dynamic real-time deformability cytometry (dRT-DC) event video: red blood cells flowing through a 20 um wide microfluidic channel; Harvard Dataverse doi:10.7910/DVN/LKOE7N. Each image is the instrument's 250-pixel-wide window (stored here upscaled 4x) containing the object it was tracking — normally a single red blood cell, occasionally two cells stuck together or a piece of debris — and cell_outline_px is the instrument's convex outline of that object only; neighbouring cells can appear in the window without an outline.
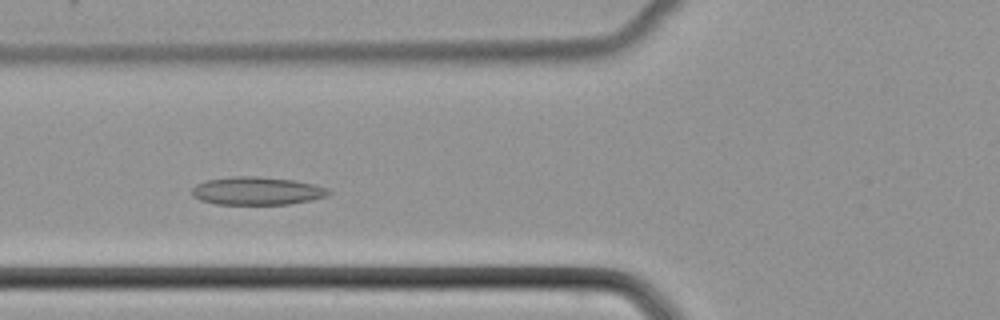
{"species": "common noctule bat (a hibernating species)", "species_latin": "Nyctalus noctula", "temperature_condition": "cold", "stored_images_in_passage": 40, "camera_frame_rate_fps": 3000, "um_per_image_px": 0.085, "animal": {"sex": "female", "body_mass_g": 22.7, "forearm_length_mm": 54.2}, "frame": {"image": 1, "passage_image": 8, "time_ms": 2.333, "image_size_px": [1000, 320], "cell_outline_px": [[332, 192], [324, 196], [312, 200], [288, 204], [216, 204], [200, 200], [192, 196], [192, 188], [196, 184], [208, 180], [232, 176], [256, 176], [296, 180], [328, 188]], "centroid_in_image_um": [21.83, 16.22], "position_along_channel_um": 104.0, "area_um2": 22.31}}
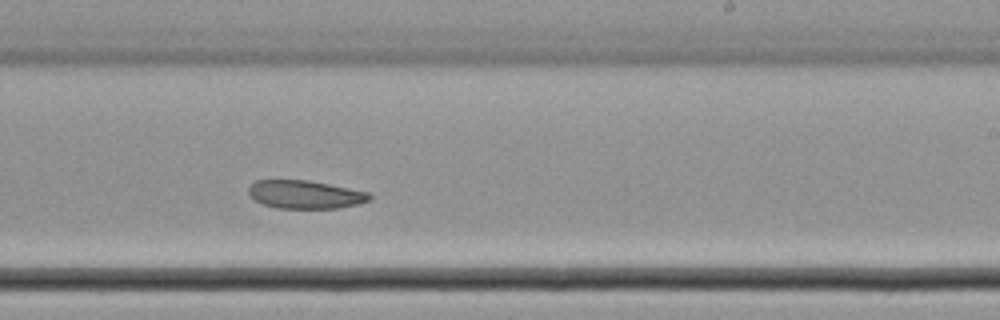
{"frame": {"image": 2, "passage_image": 20, "time_ms": 6.333, "image_size_px": [1000, 320], "cell_outline_px": [[372, 200], [360, 204], [340, 208], [276, 208], [264, 204], [256, 200], [248, 192], [248, 188], [256, 180], [308, 180], [368, 192], [372, 196]], "centroid_in_image_um": [25.98, 16.54], "position_along_channel_um": 263.0, "area_um2": 19.83}}
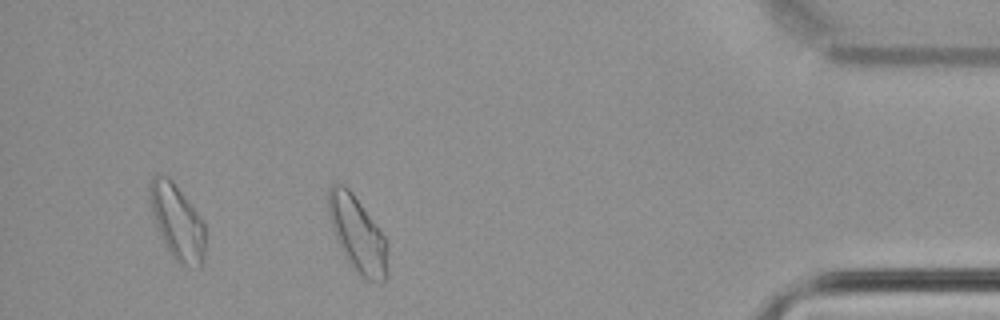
{"frame": {"image": 3, "passage_image": 34, "time_ms": 11.0, "image_size_px": [1000, 320], "cell_outline_px": [[388, 276], [380, 284], [364, 280], [352, 268], [344, 256], [332, 228], [328, 212], [328, 188], [332, 184], [344, 184], [352, 192], [376, 224], [384, 236], [388, 272]], "centroid_in_image_um": [30.38, 19.95], "position_along_channel_um": 404.8, "area_um2": 26.13}}